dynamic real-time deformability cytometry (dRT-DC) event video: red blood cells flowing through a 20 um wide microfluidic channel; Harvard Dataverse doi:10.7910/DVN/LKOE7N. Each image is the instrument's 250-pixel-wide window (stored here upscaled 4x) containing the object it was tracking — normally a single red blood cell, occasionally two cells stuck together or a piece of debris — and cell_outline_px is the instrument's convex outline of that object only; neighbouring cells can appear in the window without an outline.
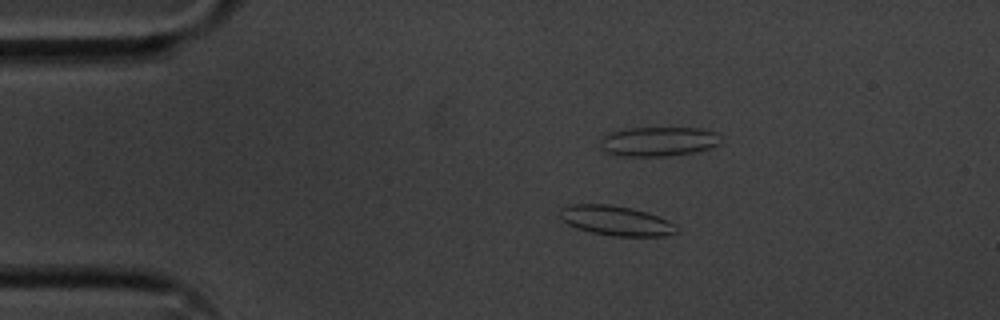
{"species": "common noctule bat (a hibernating species)", "species_latin": "Nyctalus noctula", "temperature_condition": "cold", "stored_images_in_passage": 39, "camera_frame_rate_fps": 3000, "um_per_image_px": 0.085, "animal": {"sex": "male", "body_mass_g": 20.1, "forearm_length_mm": 53.5}, "frame": {"image": 1, "passage_image": 2, "time_ms": 0.333, "image_size_px": [1000, 320], "cell_outline_px": [[676, 232], [664, 236], [616, 236], [592, 232], [576, 228], [568, 224], [560, 216], [560, 208], [568, 204], [608, 204], [632, 208], [648, 212], [668, 220], [676, 224]], "centroid_in_image_um": [52.36, 18.74], "position_along_channel_um": 32.6, "area_um2": 20.17}}
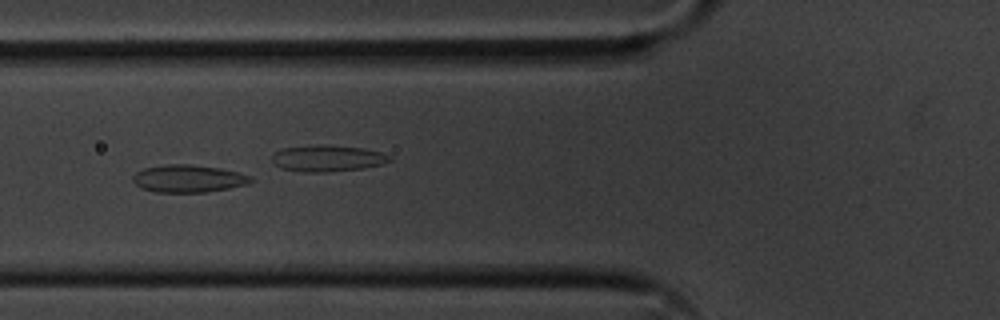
{"frame": {"image": 2, "passage_image": 12, "time_ms": 3.667, "image_size_px": [1000, 320], "cell_outline_px": [[252, 180], [248, 184], [228, 188], [204, 192], [156, 192], [140, 188], [132, 180], [132, 176], [136, 172], [144, 168], [164, 164], [192, 164], [220, 168], [240, 172], [252, 176]], "centroid_in_image_um": [16.0, 15.17], "position_along_channel_um": 109.8, "area_um2": 19.02}}
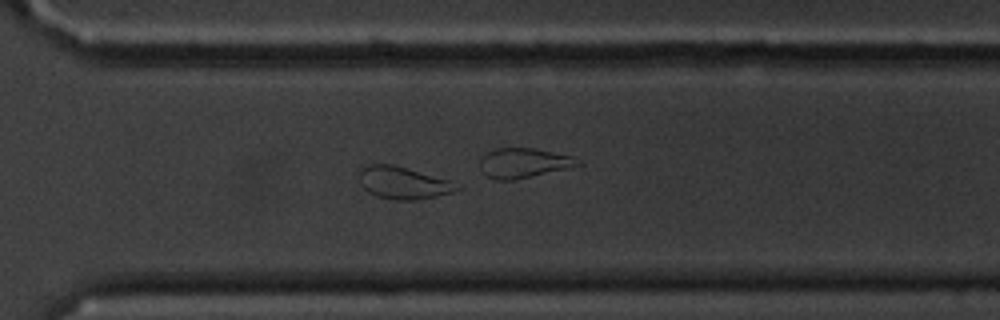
{"frame": {"image": 3, "passage_image": 31, "time_ms": 10.0, "image_size_px": [1000, 320], "cell_outline_px": [[460, 188], [452, 192], [436, 196], [416, 200], [396, 200], [376, 196], [368, 192], [360, 184], [360, 172], [364, 168], [372, 164], [392, 164], [452, 180]], "centroid_in_image_um": [34.29, 15.55], "position_along_channel_um": 336.3, "area_um2": 18.21}, "authors_computed_cell_mechanics": {"area_um2": 18.207, "velocity_mm_per_s": 3.5788, "shape_relaxation_time_tau1_ms": 8.1578, "shape_relaxation_time_tau2_ms": 1.8862, "deformation_change_tau1": 0.1486, "deformation_change_tau2": 0.0889}}